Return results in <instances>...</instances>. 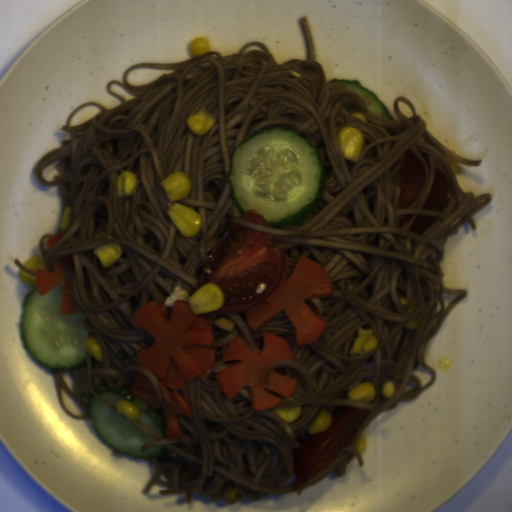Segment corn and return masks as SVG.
<instances>
[{
  "label": "corn",
  "instance_id": "corn-21",
  "mask_svg": "<svg viewBox=\"0 0 512 512\" xmlns=\"http://www.w3.org/2000/svg\"><path fill=\"white\" fill-rule=\"evenodd\" d=\"M422 322V319H421V316L420 317H416L412 320H410L408 323H406L404 326L406 327H409V328H418L419 325L421 324Z\"/></svg>",
  "mask_w": 512,
  "mask_h": 512
},
{
  "label": "corn",
  "instance_id": "corn-3",
  "mask_svg": "<svg viewBox=\"0 0 512 512\" xmlns=\"http://www.w3.org/2000/svg\"><path fill=\"white\" fill-rule=\"evenodd\" d=\"M338 138L344 159L358 163L365 142L363 132L355 126H349L339 131Z\"/></svg>",
  "mask_w": 512,
  "mask_h": 512
},
{
  "label": "corn",
  "instance_id": "corn-24",
  "mask_svg": "<svg viewBox=\"0 0 512 512\" xmlns=\"http://www.w3.org/2000/svg\"><path fill=\"white\" fill-rule=\"evenodd\" d=\"M100 236H103V231H102V232H100V233H97V234H96V236H95L94 238H98V237H100Z\"/></svg>",
  "mask_w": 512,
  "mask_h": 512
},
{
  "label": "corn",
  "instance_id": "corn-22",
  "mask_svg": "<svg viewBox=\"0 0 512 512\" xmlns=\"http://www.w3.org/2000/svg\"><path fill=\"white\" fill-rule=\"evenodd\" d=\"M350 116H353L355 118H358V119H361L363 121H366L367 122V116L364 115L363 113H360V112H355V113H352Z\"/></svg>",
  "mask_w": 512,
  "mask_h": 512
},
{
  "label": "corn",
  "instance_id": "corn-2",
  "mask_svg": "<svg viewBox=\"0 0 512 512\" xmlns=\"http://www.w3.org/2000/svg\"><path fill=\"white\" fill-rule=\"evenodd\" d=\"M176 302H188L195 314L222 308L225 303V298L218 284L207 281L191 295H188L182 289L176 288L165 300V306L174 307Z\"/></svg>",
  "mask_w": 512,
  "mask_h": 512
},
{
  "label": "corn",
  "instance_id": "corn-23",
  "mask_svg": "<svg viewBox=\"0 0 512 512\" xmlns=\"http://www.w3.org/2000/svg\"><path fill=\"white\" fill-rule=\"evenodd\" d=\"M399 300L401 301L402 304H406L407 296H402Z\"/></svg>",
  "mask_w": 512,
  "mask_h": 512
},
{
  "label": "corn",
  "instance_id": "corn-5",
  "mask_svg": "<svg viewBox=\"0 0 512 512\" xmlns=\"http://www.w3.org/2000/svg\"><path fill=\"white\" fill-rule=\"evenodd\" d=\"M217 116L208 113L206 109L199 110L188 116L186 123L189 130L198 135L208 133L215 125Z\"/></svg>",
  "mask_w": 512,
  "mask_h": 512
},
{
  "label": "corn",
  "instance_id": "corn-12",
  "mask_svg": "<svg viewBox=\"0 0 512 512\" xmlns=\"http://www.w3.org/2000/svg\"><path fill=\"white\" fill-rule=\"evenodd\" d=\"M83 345L87 350V355L96 358L99 362L103 360L102 347L96 336L92 335L89 337H85L83 340Z\"/></svg>",
  "mask_w": 512,
  "mask_h": 512
},
{
  "label": "corn",
  "instance_id": "corn-7",
  "mask_svg": "<svg viewBox=\"0 0 512 512\" xmlns=\"http://www.w3.org/2000/svg\"><path fill=\"white\" fill-rule=\"evenodd\" d=\"M118 198L123 196H133L137 188V176L132 171L119 172L116 180Z\"/></svg>",
  "mask_w": 512,
  "mask_h": 512
},
{
  "label": "corn",
  "instance_id": "corn-20",
  "mask_svg": "<svg viewBox=\"0 0 512 512\" xmlns=\"http://www.w3.org/2000/svg\"><path fill=\"white\" fill-rule=\"evenodd\" d=\"M356 448L360 453L367 449V440L362 435L358 436Z\"/></svg>",
  "mask_w": 512,
  "mask_h": 512
},
{
  "label": "corn",
  "instance_id": "corn-17",
  "mask_svg": "<svg viewBox=\"0 0 512 512\" xmlns=\"http://www.w3.org/2000/svg\"><path fill=\"white\" fill-rule=\"evenodd\" d=\"M17 274L20 278V280L29 287L36 286L35 276L33 274H30L28 272H25L23 270L18 269Z\"/></svg>",
  "mask_w": 512,
  "mask_h": 512
},
{
  "label": "corn",
  "instance_id": "corn-14",
  "mask_svg": "<svg viewBox=\"0 0 512 512\" xmlns=\"http://www.w3.org/2000/svg\"><path fill=\"white\" fill-rule=\"evenodd\" d=\"M23 267H25L35 273H36V270H44L45 271V269H46L45 262H44L42 256H39L38 254L31 255L26 260Z\"/></svg>",
  "mask_w": 512,
  "mask_h": 512
},
{
  "label": "corn",
  "instance_id": "corn-13",
  "mask_svg": "<svg viewBox=\"0 0 512 512\" xmlns=\"http://www.w3.org/2000/svg\"><path fill=\"white\" fill-rule=\"evenodd\" d=\"M300 411V404L292 407L274 409L272 412L287 422L297 421Z\"/></svg>",
  "mask_w": 512,
  "mask_h": 512
},
{
  "label": "corn",
  "instance_id": "corn-10",
  "mask_svg": "<svg viewBox=\"0 0 512 512\" xmlns=\"http://www.w3.org/2000/svg\"><path fill=\"white\" fill-rule=\"evenodd\" d=\"M331 424V412L329 410H321L315 419L306 428V432L316 433L322 432Z\"/></svg>",
  "mask_w": 512,
  "mask_h": 512
},
{
  "label": "corn",
  "instance_id": "corn-1",
  "mask_svg": "<svg viewBox=\"0 0 512 512\" xmlns=\"http://www.w3.org/2000/svg\"><path fill=\"white\" fill-rule=\"evenodd\" d=\"M160 184L168 197L167 215L182 235L186 237L197 235L202 227L200 215L177 202L187 196L191 190V183L188 177L184 172L178 171L161 180Z\"/></svg>",
  "mask_w": 512,
  "mask_h": 512
},
{
  "label": "corn",
  "instance_id": "corn-6",
  "mask_svg": "<svg viewBox=\"0 0 512 512\" xmlns=\"http://www.w3.org/2000/svg\"><path fill=\"white\" fill-rule=\"evenodd\" d=\"M103 267H111L118 262L124 254V248L119 243H107L93 249Z\"/></svg>",
  "mask_w": 512,
  "mask_h": 512
},
{
  "label": "corn",
  "instance_id": "corn-8",
  "mask_svg": "<svg viewBox=\"0 0 512 512\" xmlns=\"http://www.w3.org/2000/svg\"><path fill=\"white\" fill-rule=\"evenodd\" d=\"M376 395L377 390L373 383L362 382L349 390L347 397L349 400L372 402L376 398Z\"/></svg>",
  "mask_w": 512,
  "mask_h": 512
},
{
  "label": "corn",
  "instance_id": "corn-9",
  "mask_svg": "<svg viewBox=\"0 0 512 512\" xmlns=\"http://www.w3.org/2000/svg\"><path fill=\"white\" fill-rule=\"evenodd\" d=\"M114 410L116 414L130 420L134 424L140 420V411L132 402L117 400Z\"/></svg>",
  "mask_w": 512,
  "mask_h": 512
},
{
  "label": "corn",
  "instance_id": "corn-11",
  "mask_svg": "<svg viewBox=\"0 0 512 512\" xmlns=\"http://www.w3.org/2000/svg\"><path fill=\"white\" fill-rule=\"evenodd\" d=\"M186 49L189 55L193 57L208 53L211 49V45L208 38L197 36L188 42Z\"/></svg>",
  "mask_w": 512,
  "mask_h": 512
},
{
  "label": "corn",
  "instance_id": "corn-4",
  "mask_svg": "<svg viewBox=\"0 0 512 512\" xmlns=\"http://www.w3.org/2000/svg\"><path fill=\"white\" fill-rule=\"evenodd\" d=\"M378 343V338L376 334L374 333L373 329L367 328L364 329L363 327H359L355 340L351 346L350 355H365L366 353L370 352L372 349L376 347Z\"/></svg>",
  "mask_w": 512,
  "mask_h": 512
},
{
  "label": "corn",
  "instance_id": "corn-15",
  "mask_svg": "<svg viewBox=\"0 0 512 512\" xmlns=\"http://www.w3.org/2000/svg\"><path fill=\"white\" fill-rule=\"evenodd\" d=\"M72 213H73L72 206L65 205L62 219H61L60 230L66 231L67 229L70 228Z\"/></svg>",
  "mask_w": 512,
  "mask_h": 512
},
{
  "label": "corn",
  "instance_id": "corn-19",
  "mask_svg": "<svg viewBox=\"0 0 512 512\" xmlns=\"http://www.w3.org/2000/svg\"><path fill=\"white\" fill-rule=\"evenodd\" d=\"M216 326L218 327H221L225 330H232L234 327H235V323H233L231 320H229L228 318H219L215 324Z\"/></svg>",
  "mask_w": 512,
  "mask_h": 512
},
{
  "label": "corn",
  "instance_id": "corn-16",
  "mask_svg": "<svg viewBox=\"0 0 512 512\" xmlns=\"http://www.w3.org/2000/svg\"><path fill=\"white\" fill-rule=\"evenodd\" d=\"M381 391L387 397L395 396L397 392L396 383L393 380H386L381 384Z\"/></svg>",
  "mask_w": 512,
  "mask_h": 512
},
{
  "label": "corn",
  "instance_id": "corn-18",
  "mask_svg": "<svg viewBox=\"0 0 512 512\" xmlns=\"http://www.w3.org/2000/svg\"><path fill=\"white\" fill-rule=\"evenodd\" d=\"M238 493L239 491L237 487L230 486L227 489L223 490L224 500H226L227 502H232L233 500L237 499Z\"/></svg>",
  "mask_w": 512,
  "mask_h": 512
}]
</instances>
